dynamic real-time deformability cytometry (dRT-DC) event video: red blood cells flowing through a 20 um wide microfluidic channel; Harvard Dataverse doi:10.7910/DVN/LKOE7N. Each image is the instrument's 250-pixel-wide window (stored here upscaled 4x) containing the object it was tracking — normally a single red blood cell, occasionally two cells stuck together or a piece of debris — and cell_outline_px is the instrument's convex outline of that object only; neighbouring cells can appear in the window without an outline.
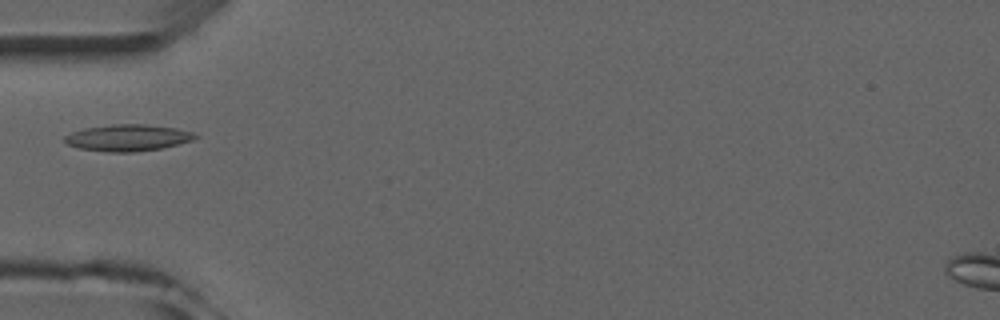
{"species": "common noctule bat (a hibernating species)", "species_latin": "Nyctalus noctula", "temperature_condition": "room temperature", "stored_images_in_passage": 1, "camera_frame_rate_fps": 3000, "um_per_image_px": 0.085, "animal": {"sex": "male", "forearm_length_mm": 52.5}, "frame": {"image": 1, "passage_image": 1, "time_ms": 0.0, "image_size_px": [1000, 320], "cell_outline_px": [[200, 136], [192, 140], [160, 148], [136, 152], [108, 152], [80, 148], [68, 144], [64, 140], [64, 136], [72, 132], [84, 128], [112, 124], [144, 124], [176, 128], [192, 132]], "centroid_in_image_um": [10.85, 11.7], "position_along_channel_um": 74.1, "area_um2": 20.06}}